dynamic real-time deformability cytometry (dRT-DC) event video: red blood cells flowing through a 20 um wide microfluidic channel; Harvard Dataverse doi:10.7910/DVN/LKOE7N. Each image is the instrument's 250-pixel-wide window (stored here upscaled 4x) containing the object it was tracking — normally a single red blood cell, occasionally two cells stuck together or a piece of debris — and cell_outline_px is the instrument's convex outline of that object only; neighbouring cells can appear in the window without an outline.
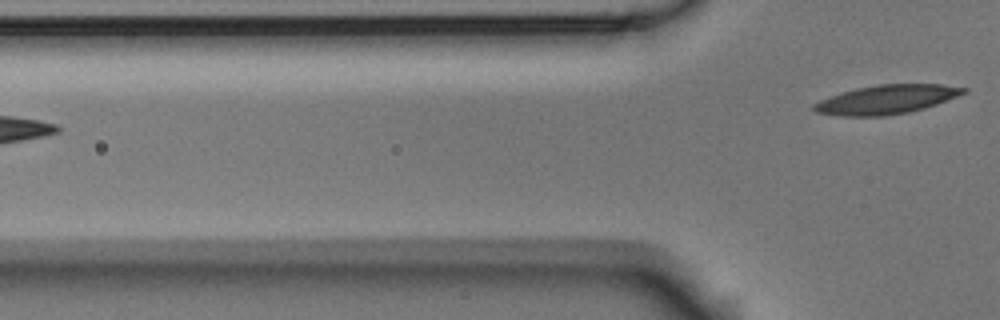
{"species": "Egyptian fruit bat (a non-hibernating species)", "species_latin": "Rousettus aegyptiacus", "temperature_condition": "room temperature", "stored_images_in_passage": 5, "camera_frame_rate_fps": 3000, "um_per_image_px": 0.085, "animal": {"sex": "male"}, "frame": {"image": 1, "passage_image": 5, "time_ms": 1.333, "image_size_px": [1000, 320], "cell_outline_px": [[968, 92], [936, 104], [924, 108], [908, 112], [884, 116], [840, 116], [816, 112], [812, 108], [812, 104], [820, 100], [856, 88], [876, 84], [940, 84], [968, 88]], "centroid_in_image_um": [75.36, 8.45], "position_along_channel_um": 50.4, "area_um2": 25.14}}